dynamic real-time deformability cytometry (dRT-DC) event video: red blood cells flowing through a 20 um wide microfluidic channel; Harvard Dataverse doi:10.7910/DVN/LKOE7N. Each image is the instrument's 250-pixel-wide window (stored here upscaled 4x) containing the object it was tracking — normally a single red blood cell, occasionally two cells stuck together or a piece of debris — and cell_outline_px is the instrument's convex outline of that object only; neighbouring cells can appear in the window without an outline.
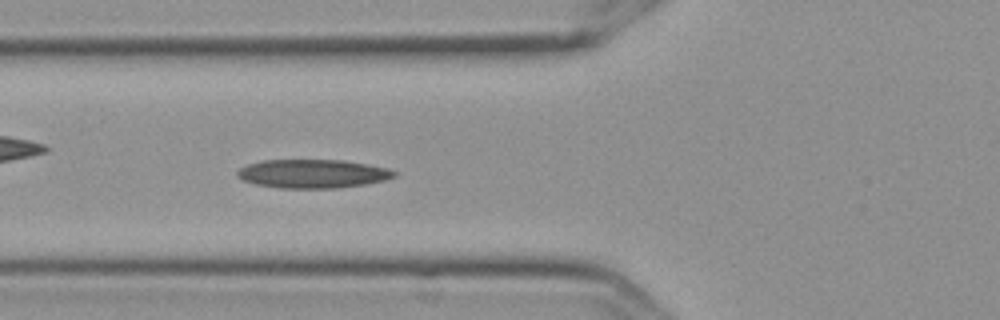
{"species": "Egyptian fruit bat (a non-hibernating species)", "species_latin": "Rousettus aegyptiacus", "temperature_condition": "cold", "stored_images_in_passage": 45, "camera_frame_rate_fps": 3000, "um_per_image_px": 0.085, "frame": {"image": 1, "passage_image": 9, "time_ms": 2.667, "image_size_px": [1000, 320], "cell_outline_px": [[396, 176], [384, 180], [364, 184], [336, 188], [280, 188], [256, 184], [244, 180], [236, 176], [236, 172], [240, 168], [248, 164], [264, 160], [344, 160], [368, 164], [388, 168], [396, 172]], "centroid_in_image_um": [26.58, 14.76], "position_along_channel_um": 99.2, "area_um2": 26.13}}
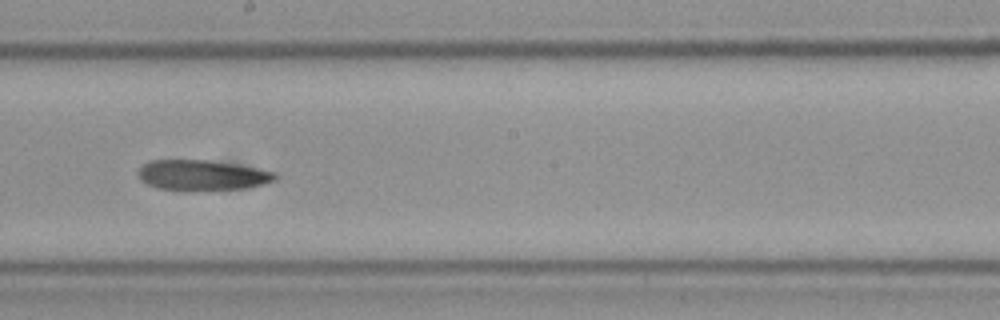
{"frame": {"image": 2, "passage_image": 20, "time_ms": 6.333, "image_size_px": [1000, 320], "cell_outline_px": [[276, 180], [264, 184], [244, 188], [196, 192], [188, 192], [156, 188], [140, 180], [136, 172], [144, 164], [152, 160], [208, 160], [256, 168], [276, 172]], "centroid_in_image_um": [17.14, 14.92], "position_along_channel_um": 231.1, "area_um2": 24.68}}
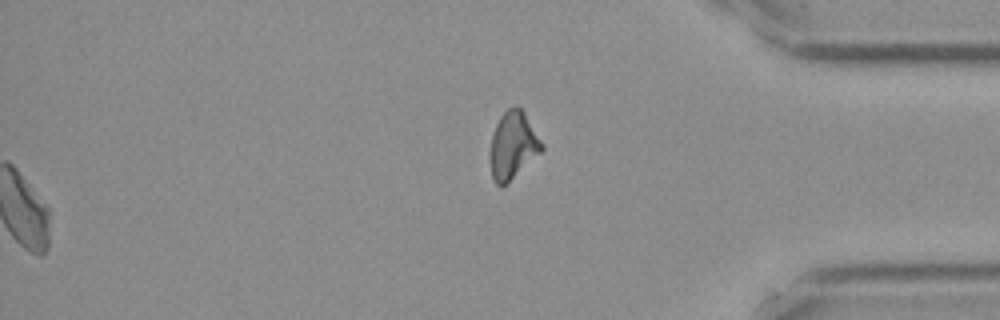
{"frame": {"image": 3, "passage_image": 45, "time_ms": 14.667, "image_size_px": [1000, 320], "cell_outline_px": [[544, 148], [540, 152], [504, 184], [496, 184], [492, 176], [492, 136], [496, 124], [500, 116], [508, 108], [520, 108], [524, 112], [544, 144]], "centroid_in_image_um": [43.63, 12.3], "position_along_channel_um": 391.6, "area_um2": 19.13}}